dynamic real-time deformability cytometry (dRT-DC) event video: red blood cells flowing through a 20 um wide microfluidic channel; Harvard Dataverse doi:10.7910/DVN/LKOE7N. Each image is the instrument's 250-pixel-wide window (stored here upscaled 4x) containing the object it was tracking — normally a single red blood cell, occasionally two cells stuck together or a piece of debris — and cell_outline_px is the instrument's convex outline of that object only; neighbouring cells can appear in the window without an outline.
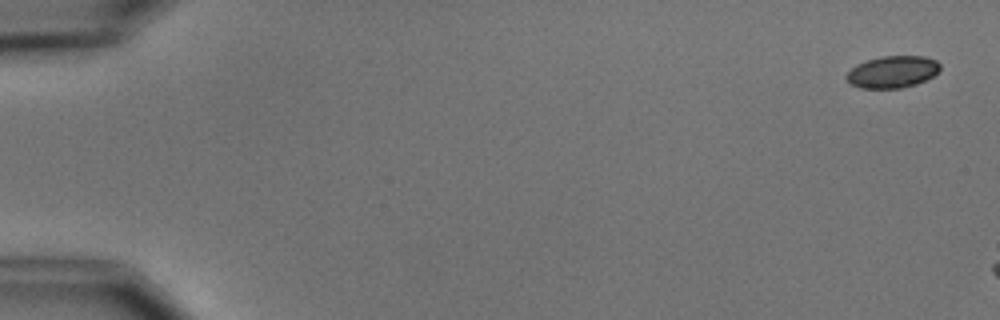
{"species": "common noctule bat (a hibernating species)", "species_latin": "Nyctalus noctula", "temperature_condition": "cold", "stored_images_in_passage": 3, "camera_frame_rate_fps": 3000, "um_per_image_px": 0.085, "animal": {"sex": "male", "body_mass_g": 15.6}, "frame": {"image": 1, "passage_image": 1, "time_ms": 0.0, "image_size_px": [1000, 320], "cell_outline_px": [[940, 68], [932, 76], [916, 84], [900, 88], [860, 88], [852, 84], [844, 76], [856, 64], [880, 56], [924, 56], [936, 60], [940, 64]], "centroid_in_image_um": [75.85, 6.1], "position_along_channel_um": 9.2, "area_um2": 17.28}}